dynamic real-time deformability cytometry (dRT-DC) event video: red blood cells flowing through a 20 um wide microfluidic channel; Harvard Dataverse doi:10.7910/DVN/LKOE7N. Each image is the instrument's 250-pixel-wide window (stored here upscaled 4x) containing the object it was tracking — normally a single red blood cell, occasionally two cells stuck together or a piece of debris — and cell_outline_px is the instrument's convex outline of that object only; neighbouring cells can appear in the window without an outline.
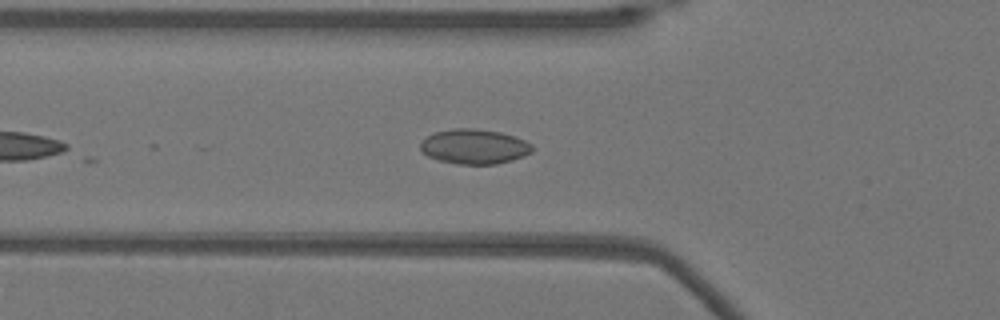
{"species": "Egyptian fruit bat (a non-hibernating species)", "species_latin": "Rousettus aegyptiacus", "temperature_condition": "warm", "stored_images_in_passage": 11, "camera_frame_rate_fps": 3000, "um_per_image_px": 0.085, "animal": {"sex": "female"}, "frame": {"image": 1, "passage_image": 3, "time_ms": 0.667, "image_size_px": [1000, 320], "cell_outline_px": [[532, 152], [524, 156], [512, 160], [496, 164], [456, 164], [440, 160], [428, 156], [420, 148], [420, 144], [428, 136], [436, 132], [452, 128], [472, 128], [500, 132], [524, 140], [532, 144]], "centroid_in_image_um": [40.33, 12.46], "position_along_channel_um": 85.5, "area_um2": 22.48}}
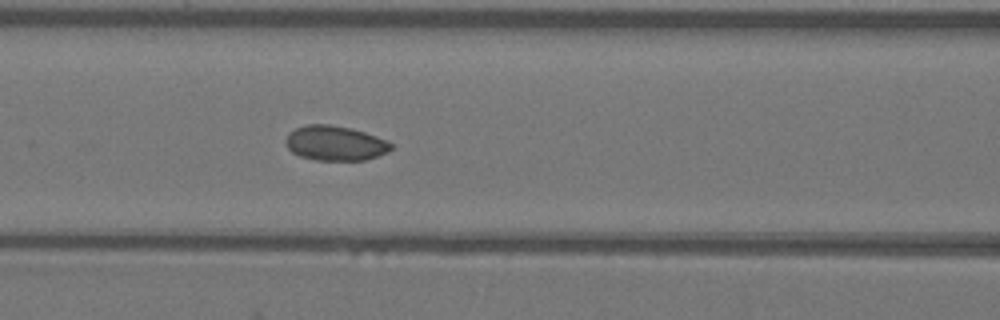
{"frame": {"image": 2, "passage_image": 7, "time_ms": 2.0, "image_size_px": [1000, 320], "cell_outline_px": [[392, 148], [388, 152], [364, 160], [316, 160], [300, 156], [292, 152], [288, 148], [284, 140], [288, 132], [296, 128], [308, 124], [328, 124], [352, 128], [376, 136], [392, 144]], "centroid_in_image_um": [28.45, 12.16], "position_along_channel_um": 138.2, "area_um2": 21.33}}